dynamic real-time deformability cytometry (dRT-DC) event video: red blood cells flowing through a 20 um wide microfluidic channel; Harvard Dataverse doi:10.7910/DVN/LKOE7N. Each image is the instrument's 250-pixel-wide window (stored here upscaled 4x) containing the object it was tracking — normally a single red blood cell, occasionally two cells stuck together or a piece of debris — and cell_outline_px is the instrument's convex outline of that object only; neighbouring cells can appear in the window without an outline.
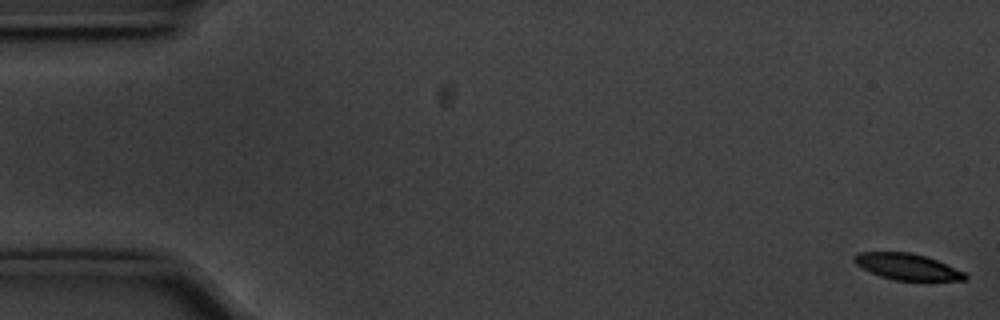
{"species": "common noctule bat (a hibernating species)", "species_latin": "Nyctalus noctula", "temperature_condition": "cold", "stored_images_in_passage": 57, "camera_frame_rate_fps": 3000, "um_per_image_px": 0.085, "animal": {"sex": "male", "body_mass_g": 20.1, "forearm_length_mm": 53.5}, "frame": {"image": 1, "passage_image": 1, "time_ms": 0.0, "image_size_px": [1000, 320], "cell_outline_px": [[968, 280], [896, 280], [880, 276], [856, 264], [852, 260], [852, 256], [856, 252], [908, 252], [924, 256], [936, 260], [964, 272], [968, 276]], "centroid_in_image_um": [77.08, 22.66], "position_along_channel_um": 7.9, "area_um2": 16.7}}
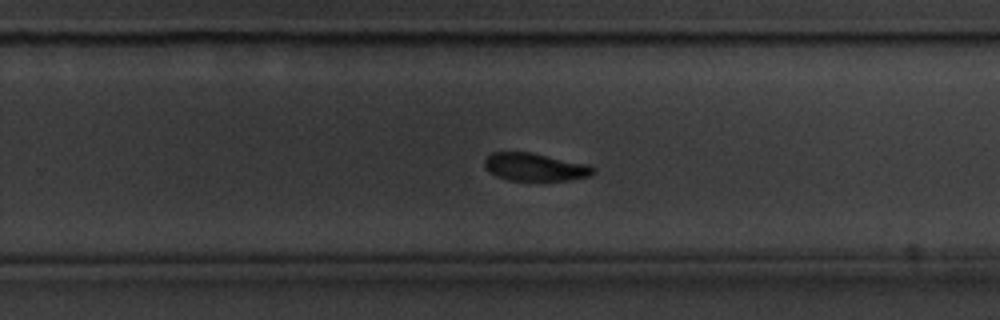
{"frame": {"image": 2, "passage_image": 36, "time_ms": 11.667, "image_size_px": [1000, 320], "cell_outline_px": [[596, 172], [588, 176], [568, 180], [508, 180], [496, 176], [488, 172], [484, 164], [484, 160], [492, 152], [528, 152], [588, 164]], "centroid_in_image_um": [45.43, 14.2], "position_along_channel_um": 284.4, "area_um2": 17.4}}
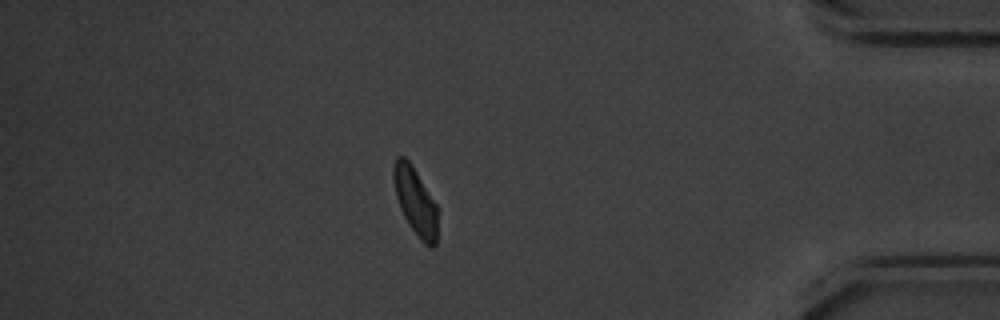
{"frame": {"image": 3, "passage_image": 49, "time_ms": 16.0, "image_size_px": [1000, 320], "cell_outline_px": [[436, 244], [432, 248], [424, 244], [420, 240], [404, 216], [400, 208], [396, 196], [392, 176], [392, 168], [396, 156], [404, 156], [408, 160], [416, 172], [436, 204]], "centroid_in_image_um": [35.27, 17.09], "position_along_channel_um": 399.9, "area_um2": 16.99}, "authors_computed_cell_mechanics": {"area_um2": 18.3226, "velocity_mm_per_s": 3.5429, "shape_relaxation_time_tau1_ms": 2.196, "shape_relaxation_time_tau2_ms": null, "deformation_change_tau1": 0.1235, "deformation_change_tau2": null}}